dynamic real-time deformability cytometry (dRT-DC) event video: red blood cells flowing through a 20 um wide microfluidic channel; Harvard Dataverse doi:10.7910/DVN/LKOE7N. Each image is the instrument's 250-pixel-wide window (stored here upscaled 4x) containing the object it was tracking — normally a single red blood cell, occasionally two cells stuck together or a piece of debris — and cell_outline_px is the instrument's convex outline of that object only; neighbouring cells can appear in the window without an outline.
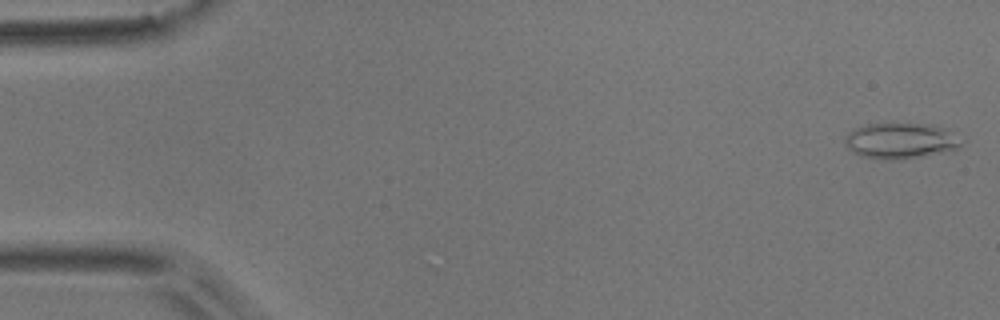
{"species": "common noctule bat (a hibernating species)", "species_latin": "Nyctalus noctula", "temperature_condition": "room temperature", "stored_images_in_passage": 5, "camera_frame_rate_fps": 3000, "um_per_image_px": 0.085, "animal": {"sex": "male", "body_mass_g": 17.9}, "frame": {"image": 1, "passage_image": 1, "time_ms": 0.0, "image_size_px": [1000, 320], "cell_outline_px": [[964, 144], [960, 148], [904, 160], [888, 160], [860, 156], [852, 152], [844, 144], [844, 136], [848, 132], [856, 128], [868, 124], [928, 124], [948, 128], [964, 140]], "centroid_in_image_um": [76.58, 11.98], "position_along_channel_um": 8.4, "area_um2": 24.68}}